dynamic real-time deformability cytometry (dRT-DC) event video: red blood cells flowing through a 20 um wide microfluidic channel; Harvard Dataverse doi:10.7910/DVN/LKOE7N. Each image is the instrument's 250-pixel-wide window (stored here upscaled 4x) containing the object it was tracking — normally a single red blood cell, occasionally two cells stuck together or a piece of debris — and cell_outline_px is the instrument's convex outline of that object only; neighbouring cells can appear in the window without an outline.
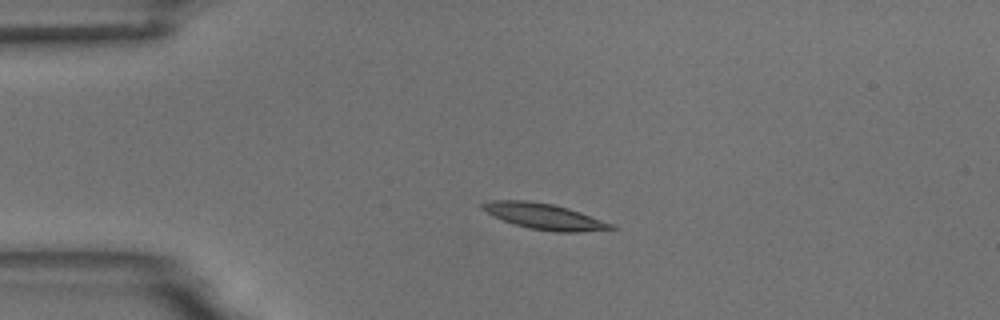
{"species": "common noctule bat (a hibernating species)", "species_latin": "Nyctalus noctula", "temperature_condition": "room temperature", "stored_images_in_passage": 3, "camera_frame_rate_fps": 3000, "um_per_image_px": 0.085, "animal": {"sex": "male", "body_mass_g": 18.8}, "frame": {"image": 1, "passage_image": 2, "time_ms": 1.333, "image_size_px": [1000, 320], "cell_outline_px": [[616, 228], [580, 232], [556, 232], [532, 228], [516, 224], [504, 220], [480, 208], [480, 204], [492, 200], [528, 200], [552, 204], [568, 208], [616, 224]], "centroid_in_image_um": [46.31, 18.38], "position_along_channel_um": 38.7, "area_um2": 19.13}}